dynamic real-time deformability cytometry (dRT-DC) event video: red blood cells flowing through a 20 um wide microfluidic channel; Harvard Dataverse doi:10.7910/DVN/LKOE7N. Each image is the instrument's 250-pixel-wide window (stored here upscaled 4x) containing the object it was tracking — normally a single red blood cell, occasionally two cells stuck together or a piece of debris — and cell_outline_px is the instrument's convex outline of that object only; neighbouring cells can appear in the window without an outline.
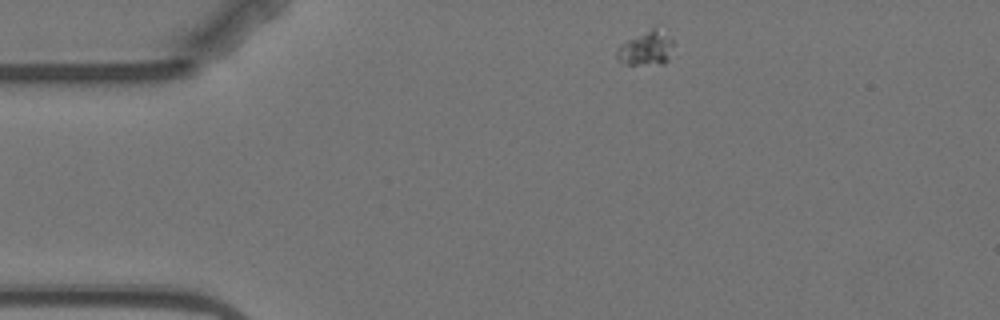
{"species": "Egyptian fruit bat (a non-hibernating species)", "species_latin": "Rousettus aegyptiacus", "temperature_condition": "warm", "stored_images_in_passage": 4, "camera_frame_rate_fps": 3000, "um_per_image_px": 0.085, "animal": {"sex": "female"}, "frame": {"image": 1, "passage_image": 1, "time_ms": 0.0, "image_size_px": [1000, 320], "cell_outline_px": [[672, 44], [668, 60], [664, 64], [620, 64], [616, 60], [616, 52], [620, 44], [652, 28], [656, 28], [672, 40]], "centroid_in_image_um": [54.86, 4.16], "position_along_channel_um": 30.1, "area_um2": 10.98}}
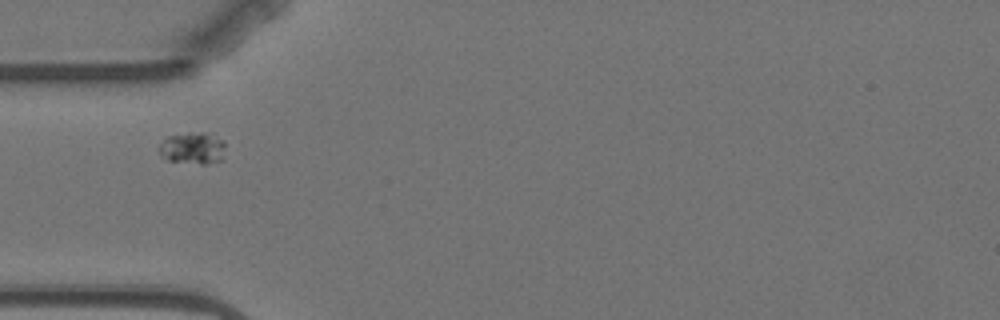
{"frame": {"image": 2, "passage_image": 3, "time_ms": 2.667, "image_size_px": [1000, 320], "cell_outline_px": [[224, 160], [204, 164], [200, 164], [168, 160], [160, 156], [160, 144], [168, 136], [188, 132], [208, 132], [224, 140]], "centroid_in_image_um": [16.42, 12.58], "position_along_channel_um": 68.6, "area_um2": 12.48}}
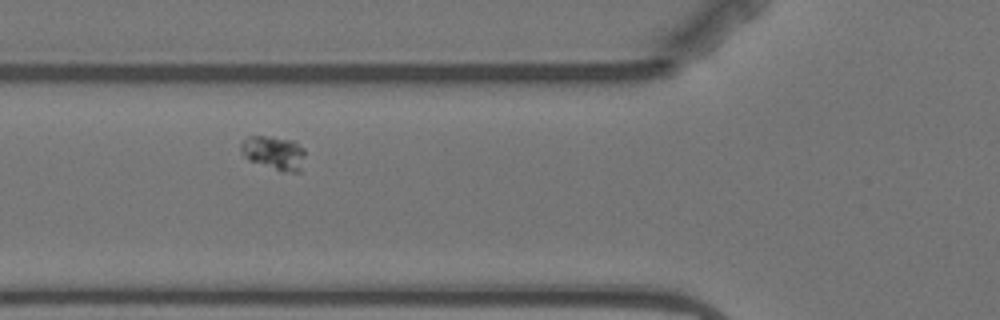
{"frame": {"image": 3, "passage_image": 4, "time_ms": 3.667, "image_size_px": [1000, 320], "cell_outline_px": [[304, 156], [300, 172], [280, 172], [248, 160], [240, 152], [240, 144], [248, 136], [272, 136], [292, 140], [304, 148]], "centroid_in_image_um": [23.26, 13.0], "position_along_channel_um": 102.5, "area_um2": 12.89}}